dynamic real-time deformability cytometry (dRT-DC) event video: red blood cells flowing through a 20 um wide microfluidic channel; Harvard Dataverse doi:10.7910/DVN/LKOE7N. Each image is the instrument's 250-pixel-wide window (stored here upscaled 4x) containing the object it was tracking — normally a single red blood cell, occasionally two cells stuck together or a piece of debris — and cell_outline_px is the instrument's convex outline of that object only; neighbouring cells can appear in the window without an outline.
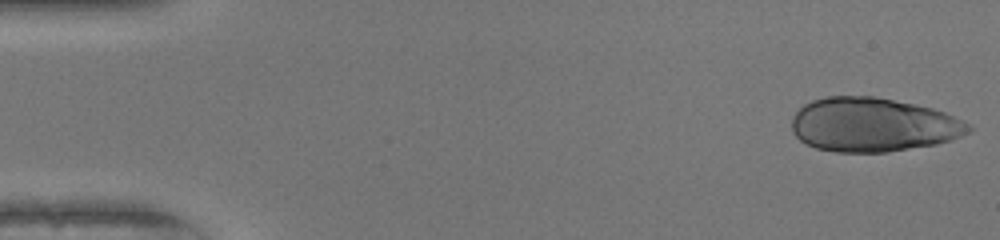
{"species": "human", "species_latin": "Homo sapiens", "temperature_condition": "warm", "stored_images_in_passage": 49, "camera_frame_rate_fps": 3000, "um_per_image_px": 0.085, "donor": {"sex": "female"}, "frame": {"image": 1, "passage_image": 1, "time_ms": 0.0, "image_size_px": [1000, 240], "cell_outline_px": [[972, 128], [968, 132], [952, 140], [936, 144], [888, 152], [836, 152], [816, 148], [800, 140], [792, 132], [792, 116], [804, 104], [812, 100], [824, 96], [872, 96], [932, 108], [944, 112], [968, 124]], "centroid_in_image_um": [74.16, 10.61], "position_along_channel_um": 10.8, "area_um2": 55.43}}
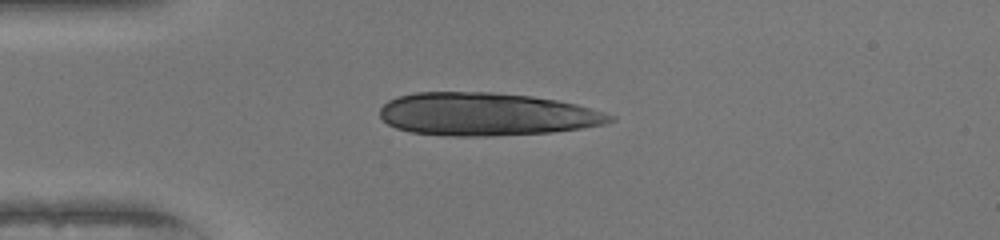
{"frame": {"image": 2, "passage_image": 12, "time_ms": 3.667, "image_size_px": [1000, 240], "cell_outline_px": [[616, 120], [604, 124], [580, 128], [552, 132], [492, 136], [448, 136], [412, 132], [396, 128], [388, 124], [380, 116], [380, 108], [388, 100], [396, 96], [416, 92], [492, 92], [532, 96], [556, 100], [576, 104], [604, 112], [616, 116]], "centroid_in_image_um": [41.34, 9.71], "position_along_channel_um": 43.7, "area_um2": 57.74}}
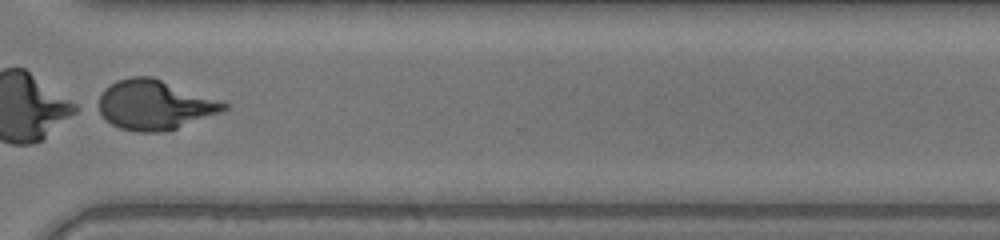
{"frame": {"image": 3, "passage_image": 37, "time_ms": 12.0, "image_size_px": [1000, 240], "cell_outline_px": [[232, 104], [228, 108], [220, 112], [176, 128], [164, 132], [140, 132], [120, 128], [112, 124], [100, 112], [100, 96], [104, 88], [116, 80], [132, 76], [152, 76], [224, 100]], "centroid_in_image_um": [13.21, 8.89], "position_along_channel_um": 357.4, "area_um2": 36.41}}